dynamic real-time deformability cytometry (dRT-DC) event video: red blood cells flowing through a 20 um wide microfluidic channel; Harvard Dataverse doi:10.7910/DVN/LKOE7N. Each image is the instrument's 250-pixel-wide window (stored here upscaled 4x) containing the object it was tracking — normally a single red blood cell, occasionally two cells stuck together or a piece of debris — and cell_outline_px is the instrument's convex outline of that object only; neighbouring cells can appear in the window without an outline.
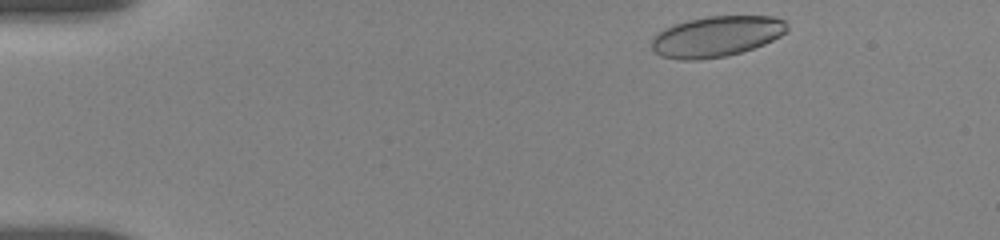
{"species": "human", "species_latin": "Homo sapiens", "temperature_condition": "room temperature", "stored_images_in_passage": 74, "camera_frame_rate_fps": 3000, "um_per_image_px": 0.085, "donor": {"sex": "female"}, "frame": {"image": 1, "passage_image": 4, "time_ms": 0.333, "image_size_px": [1000, 240], "cell_outline_px": [[788, 32], [764, 44], [728, 56], [700, 60], [680, 60], [660, 56], [652, 48], [652, 40], [656, 32], [664, 28], [688, 20], [708, 16], [772, 16], [784, 20], [788, 28]], "centroid_in_image_um": [60.89, 3.1], "position_along_channel_um": 24.1, "area_um2": 32.19}}
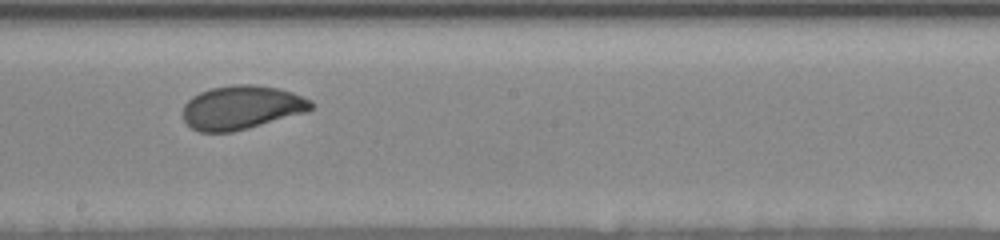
{"frame": {"image": 2, "passage_image": 44, "time_ms": 8.333, "image_size_px": [1000, 240], "cell_outline_px": [[316, 104], [308, 112], [248, 128], [232, 132], [200, 132], [192, 128], [184, 120], [184, 104], [192, 96], [200, 92], [212, 88], [232, 84], [252, 84], [280, 88], [292, 92], [312, 100]], "centroid_in_image_um": [20.58, 9.13], "position_along_channel_um": 227.6, "area_um2": 32.89}}
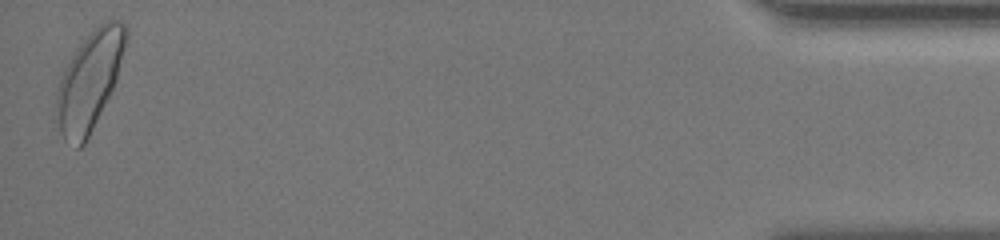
{"frame": {"image": 3, "passage_image": 74, "time_ms": 16.0, "image_size_px": [1000, 240], "cell_outline_px": [[128, 36], [116, 80], [84, 144], [80, 148], [76, 148], [64, 140], [60, 132], [56, 108], [56, 92], [60, 80], [76, 48], [104, 20], [120, 20], [128, 28]], "centroid_in_image_um": [7.61, 6.85], "position_along_channel_um": 427.6, "area_um2": 38.84}, "authors_computed_cell_mechanics": {"area_um2": 32.8593, "velocity_mm_per_s": 3.6477, "shape_relaxation_time_tau1_ms": 2.5967, "shape_relaxation_time_tau2_ms": 0.7058, "deformation_change_tau1": 0.1118, "deformation_change_tau2": 0.0445}}